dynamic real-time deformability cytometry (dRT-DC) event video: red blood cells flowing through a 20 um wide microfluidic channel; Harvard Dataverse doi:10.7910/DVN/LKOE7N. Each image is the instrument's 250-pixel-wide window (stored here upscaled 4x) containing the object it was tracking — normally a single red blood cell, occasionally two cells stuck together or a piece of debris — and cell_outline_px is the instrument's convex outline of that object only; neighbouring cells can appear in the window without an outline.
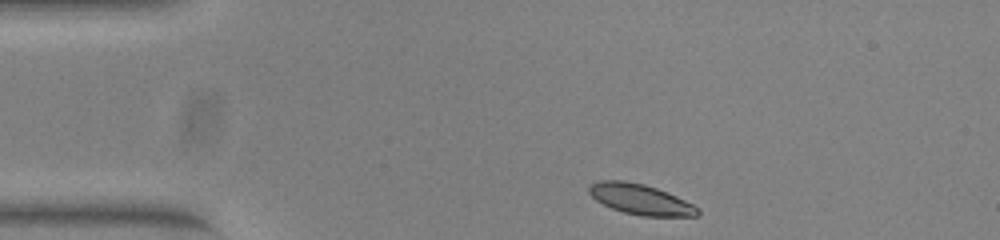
{"species": "common noctule bat (a hibernating species)", "species_latin": "Nyctalus noctula", "temperature_condition": "warm", "stored_images_in_passage": 44, "camera_frame_rate_fps": 3000, "um_per_image_px": 0.085, "animal": {"sex": "female", "body_mass_g": 23.0, "forearm_length_mm": 53.4}, "frame": {"image": 1, "passage_image": 1, "time_ms": 0.0, "image_size_px": [1000, 240], "cell_outline_px": [[700, 212], [696, 216], [640, 216], [624, 212], [612, 208], [596, 200], [588, 192], [588, 188], [592, 184], [600, 180], [624, 180], [644, 184], [656, 188], [676, 196], [700, 208]], "centroid_in_image_um": [54.44, 16.94], "position_along_channel_um": 30.6, "area_um2": 19.13}}
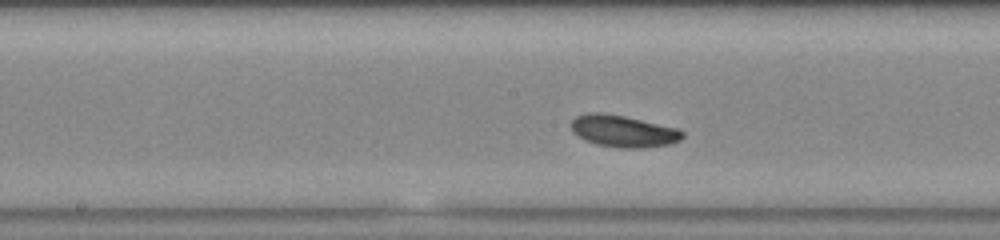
{"frame": {"image": 2, "passage_image": 18, "time_ms": 5.667, "image_size_px": [1000, 240], "cell_outline_px": [[684, 136], [680, 140], [668, 144], [644, 148], [620, 148], [596, 144], [584, 140], [572, 132], [572, 120], [576, 116], [588, 112], [600, 112], [624, 116], [676, 128], [684, 132]], "centroid_in_image_um": [52.95, 11.15], "position_along_channel_um": 195.3, "area_um2": 20.58}}
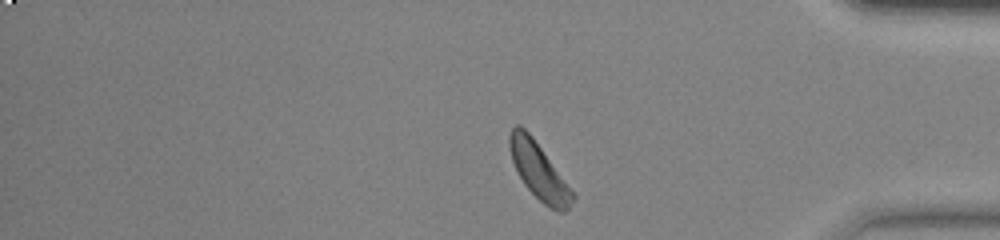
{"frame": {"image": 3, "passage_image": 35, "time_ms": 11.333, "image_size_px": [1000, 240], "cell_outline_px": [[576, 196], [568, 208], [564, 212], [556, 212], [548, 208], [524, 184], [512, 160], [508, 148], [508, 136], [512, 128], [516, 124], [520, 124], [532, 136]], "centroid_in_image_um": [45.78, 14.53], "position_along_channel_um": 389.4, "area_um2": 20.4}}